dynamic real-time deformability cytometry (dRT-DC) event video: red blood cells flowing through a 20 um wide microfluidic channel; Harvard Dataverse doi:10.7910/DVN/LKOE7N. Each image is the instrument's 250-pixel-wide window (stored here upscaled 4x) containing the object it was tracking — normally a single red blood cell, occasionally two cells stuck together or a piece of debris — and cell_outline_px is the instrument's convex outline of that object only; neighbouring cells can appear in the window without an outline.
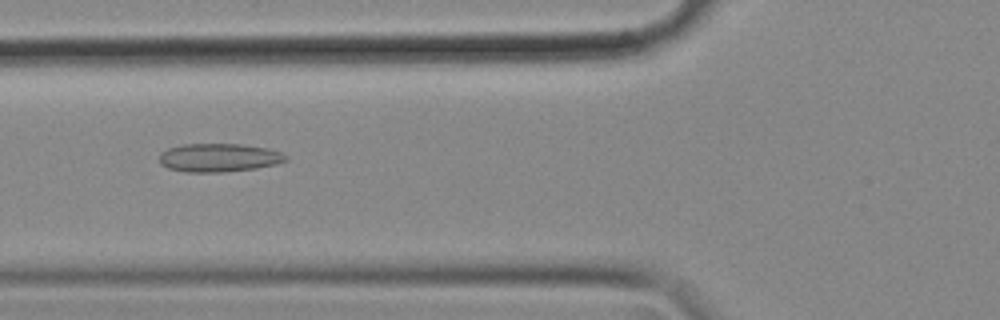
{"species": "common noctule bat (a hibernating species)", "species_latin": "Nyctalus noctula", "temperature_condition": "cold", "stored_images_in_passage": 56, "camera_frame_rate_fps": 3000, "um_per_image_px": 0.085, "animal": {"sex": "female", "body_mass_g": 18.4}, "frame": {"image": 1, "passage_image": 21, "time_ms": 6.667, "image_size_px": [1000, 320], "cell_outline_px": [[288, 160], [276, 164], [256, 168], [224, 172], [184, 172], [168, 168], [160, 164], [160, 152], [168, 148], [184, 144], [244, 144], [268, 148], [280, 152], [288, 156]], "centroid_in_image_um": [18.61, 13.4], "position_along_channel_um": 107.2, "area_um2": 21.1}}
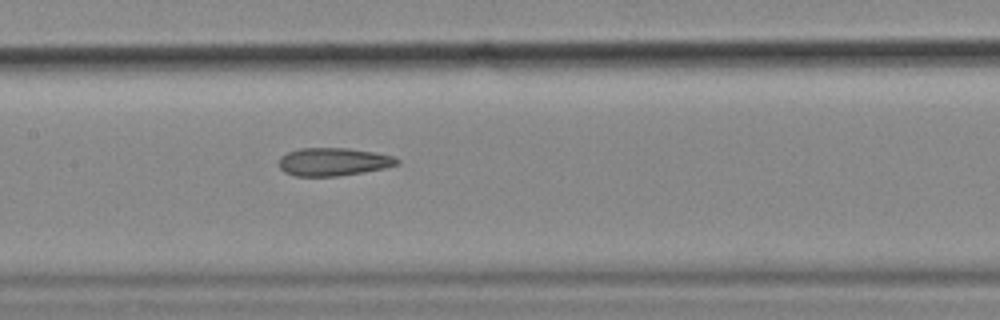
{"frame": {"image": 2, "passage_image": 27, "time_ms": 8.667, "image_size_px": [1000, 320], "cell_outline_px": [[400, 164], [384, 168], [336, 176], [296, 176], [284, 172], [280, 168], [280, 156], [288, 152], [300, 148], [348, 148], [376, 152], [392, 156], [400, 160]], "centroid_in_image_um": [28.34, 13.74], "position_along_channel_um": 179.1, "area_um2": 19.19}}
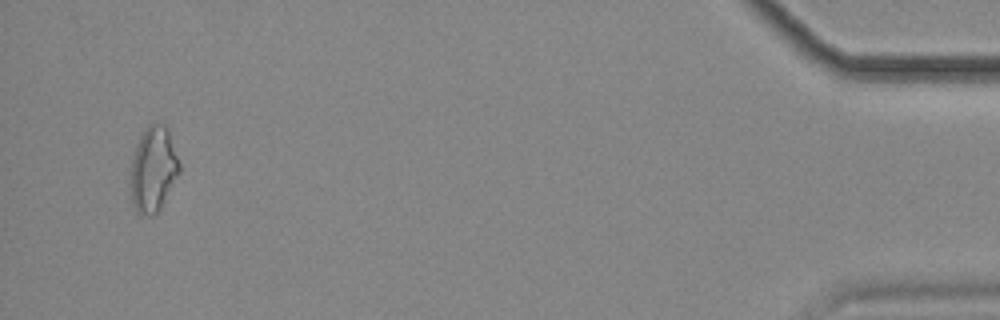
{"frame": {"image": 3, "passage_image": 54, "time_ms": 17.667, "image_size_px": [1000, 320], "cell_outline_px": [[180, 172], [160, 208], [152, 216], [140, 216], [136, 212], [132, 204], [128, 184], [132, 160], [136, 144], [140, 132], [148, 124], [164, 124], [168, 128], [180, 164]], "centroid_in_image_um": [12.98, 14.4], "position_along_channel_um": 422.2, "area_um2": 24.85}, "authors_computed_cell_mechanics": {"area_um2": 21.0103, "velocity_mm_per_s": 3.5848, "shape_relaxation_time_tau1_ms": null, "shape_relaxation_time_tau2_ms": 4.8252, "deformation_change_tau1": null, "deformation_change_tau2": 0.1506}}